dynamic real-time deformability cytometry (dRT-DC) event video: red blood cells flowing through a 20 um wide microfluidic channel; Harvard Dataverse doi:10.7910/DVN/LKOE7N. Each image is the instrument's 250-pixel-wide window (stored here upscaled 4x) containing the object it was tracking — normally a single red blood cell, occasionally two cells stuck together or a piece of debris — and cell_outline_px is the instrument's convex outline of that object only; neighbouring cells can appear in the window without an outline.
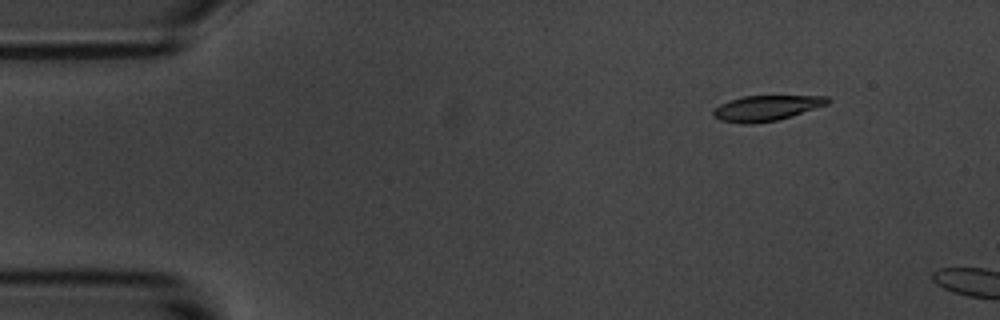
{"species": "common noctule bat (a hibernating species)", "species_latin": "Nyctalus noctula", "temperature_condition": "room temperature", "stored_images_in_passage": 8, "camera_frame_rate_fps": 3000, "um_per_image_px": 0.085, "animal": {"sex": "male", "body_mass_g": 20.1, "forearm_length_mm": 53.5}, "frame": {"image": 1, "passage_image": 2, "time_ms": 1.0, "image_size_px": [1000, 320], "cell_outline_px": [[832, 100], [828, 104], [776, 120], [752, 124], [740, 124], [720, 120], [712, 116], [712, 112], [720, 104], [728, 100], [744, 96], [828, 96]], "centroid_in_image_um": [65.1, 9.18], "position_along_channel_um": 19.9, "area_um2": 16.82}}